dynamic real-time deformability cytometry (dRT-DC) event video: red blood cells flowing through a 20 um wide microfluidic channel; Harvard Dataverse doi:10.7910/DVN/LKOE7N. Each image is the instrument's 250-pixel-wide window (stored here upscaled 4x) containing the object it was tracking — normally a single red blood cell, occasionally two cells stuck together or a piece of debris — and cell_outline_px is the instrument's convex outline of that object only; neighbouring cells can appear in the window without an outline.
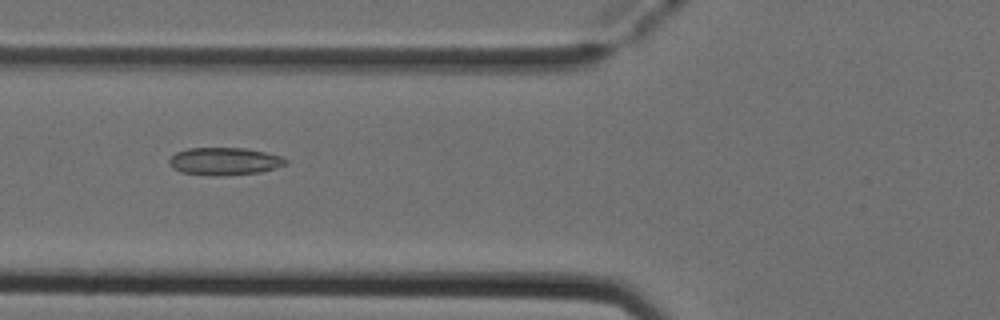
{"species": "Egyptian fruit bat (a non-hibernating species)", "species_latin": "Rousettus aegyptiacus", "temperature_condition": "cold", "stored_images_in_passage": 52, "camera_frame_rate_fps": 3000, "um_per_image_px": 0.085, "animal": {"sex": "female"}, "frame": {"image": 1, "passage_image": 20, "time_ms": 6.333, "image_size_px": [1000, 320], "cell_outline_px": [[288, 164], [276, 168], [260, 172], [220, 176], [216, 176], [180, 172], [172, 168], [168, 164], [168, 160], [176, 152], [188, 148], [244, 148], [264, 152], [280, 156], [288, 160]], "centroid_in_image_um": [19.06, 13.71], "position_along_channel_um": 106.7, "area_um2": 18.79}}
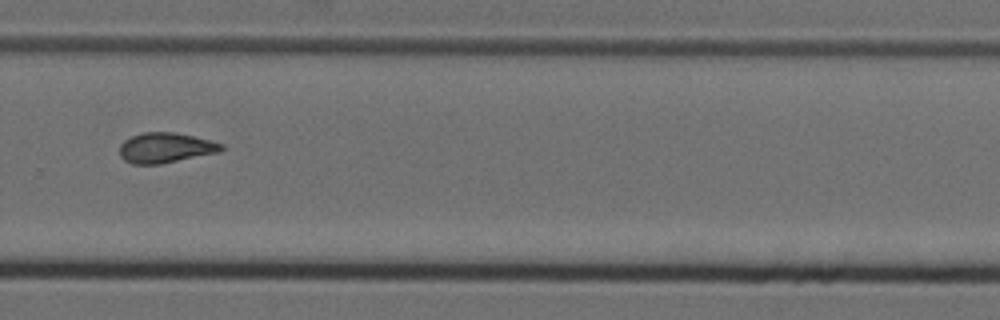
{"frame": {"image": 2, "passage_image": 36, "time_ms": 11.667, "image_size_px": [1000, 320], "cell_outline_px": [[224, 148], [216, 152], [160, 164], [132, 164], [124, 160], [120, 156], [120, 144], [124, 140], [132, 136], [144, 132], [172, 132], [192, 136], [224, 144]], "centroid_in_image_um": [14.01, 12.56], "position_along_channel_um": 315.8, "area_um2": 17.57}}
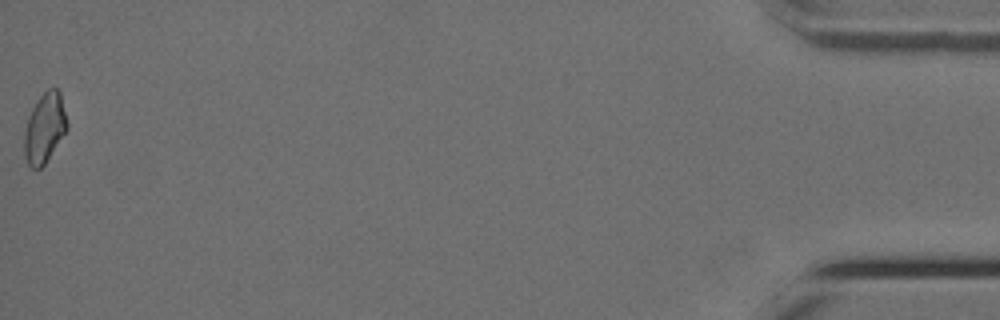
{"frame": {"image": 3, "passage_image": 52, "time_ms": 17.0, "image_size_px": [1000, 320], "cell_outline_px": [[68, 128], [44, 164], [40, 168], [32, 168], [28, 164], [24, 156], [24, 132], [28, 116], [32, 108], [40, 96], [48, 88], [56, 88], [60, 92], [68, 124]], "centroid_in_image_um": [3.78, 10.87], "position_along_channel_um": 431.4, "area_um2": 17.28}, "authors_computed_cell_mechanics": {"area_um2": 17.9469, "velocity_mm_per_s": 3.9307, "shape_relaxation_time_tau1_ms": null, "shape_relaxation_time_tau2_ms": 3.7837, "deformation_change_tau1": null, "deformation_change_tau2": 0.1024}}